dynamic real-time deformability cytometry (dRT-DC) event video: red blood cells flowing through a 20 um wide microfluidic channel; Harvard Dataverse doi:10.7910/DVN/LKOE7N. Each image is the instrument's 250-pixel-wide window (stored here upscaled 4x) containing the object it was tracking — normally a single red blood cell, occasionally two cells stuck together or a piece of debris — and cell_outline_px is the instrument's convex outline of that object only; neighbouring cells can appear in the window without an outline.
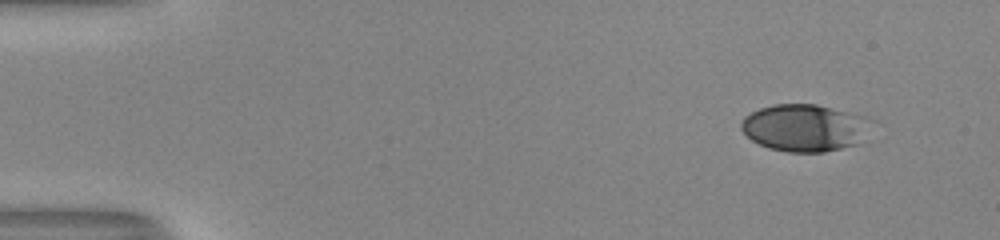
{"species": "human", "species_latin": "Homo sapiens", "temperature_condition": "room temperature", "stored_images_in_passage": 49, "camera_frame_rate_fps": 3000, "um_per_image_px": 0.085, "donor": {"sex": "male"}, "frame": {"image": 1, "passage_image": 1, "time_ms": 0.0, "image_size_px": [1000, 240], "cell_outline_px": [[864, 116], [856, 144], [824, 152], [788, 152], [768, 148], [752, 140], [740, 128], [740, 124], [744, 116], [760, 108], [776, 104], [816, 104]], "centroid_in_image_um": [68.19, 10.86], "position_along_channel_um": 16.8, "area_um2": 34.33}}
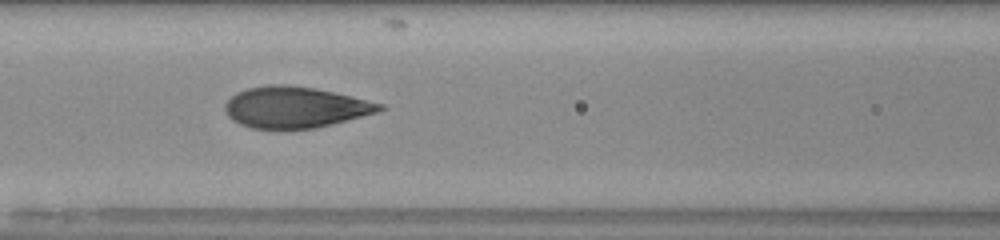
{"frame": {"image": 2, "passage_image": 20, "time_ms": 6.333, "image_size_px": [1000, 240], "cell_outline_px": [[388, 108], [380, 112], [316, 128], [252, 128], [240, 124], [232, 120], [228, 116], [224, 108], [224, 104], [236, 92], [248, 88], [268, 84], [288, 84], [312, 88], [332, 92], [384, 104]], "centroid_in_image_um": [25.1, 9.11], "position_along_channel_um": 141.5, "area_um2": 36.99}}
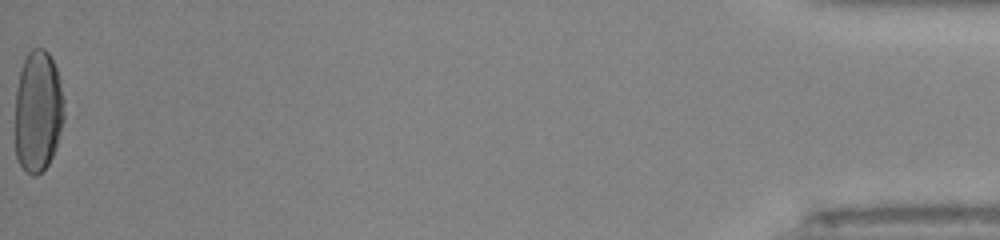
{"frame": {"image": 3, "passage_image": 49, "time_ms": 16.0, "image_size_px": [1000, 240], "cell_outline_px": [[64, 120], [56, 148], [48, 164], [36, 176], [32, 176], [24, 172], [16, 160], [16, 88], [20, 72], [24, 60], [28, 52], [32, 48], [44, 48], [48, 52], [56, 68], [60, 80], [64, 100]], "centroid_in_image_um": [3.23, 9.49], "position_along_channel_um": 432.0, "area_um2": 35.14}, "authors_computed_cell_mechanics": {"area_um2": 36.7608, "velocity_mm_per_s": 4.0411, "shape_relaxation_time_tau1_ms": 6.5102, "shape_relaxation_time_tau2_ms": null, "deformation_change_tau1": 0.2504, "deformation_change_tau2": null}}